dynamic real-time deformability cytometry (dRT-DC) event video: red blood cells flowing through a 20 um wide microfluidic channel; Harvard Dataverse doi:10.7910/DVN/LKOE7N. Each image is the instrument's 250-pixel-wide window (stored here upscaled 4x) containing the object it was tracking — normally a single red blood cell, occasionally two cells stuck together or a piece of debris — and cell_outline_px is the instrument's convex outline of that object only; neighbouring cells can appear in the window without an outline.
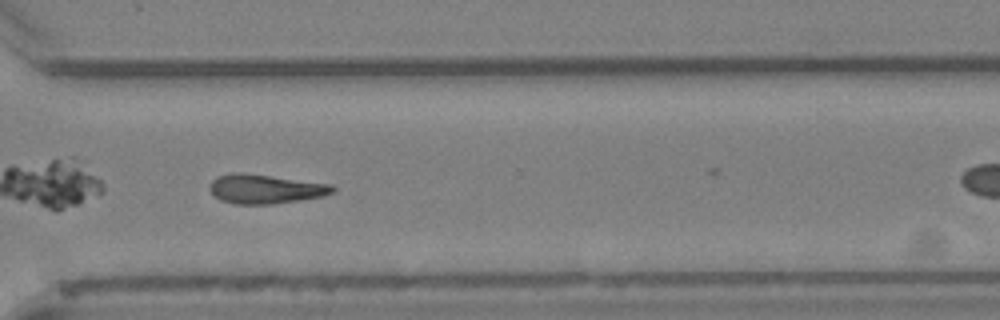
{"species": "Egyptian fruit bat (a non-hibernating species)", "species_latin": "Rousettus aegyptiacus", "temperature_condition": "cold", "stored_images_in_passage": 21, "camera_frame_rate_fps": 3000, "um_per_image_px": 0.085, "animal": {"sex": "female"}, "frame": {"image": 1, "passage_image": 17, "time_ms": 5.333, "image_size_px": [1000, 320], "cell_outline_px": [[336, 188], [332, 192], [324, 196], [272, 204], [236, 204], [220, 200], [208, 188], [212, 180], [216, 176], [268, 176], [332, 184]], "centroid_in_image_um": [22.61, 16.11], "position_along_channel_um": 348.0, "area_um2": 19.88}}